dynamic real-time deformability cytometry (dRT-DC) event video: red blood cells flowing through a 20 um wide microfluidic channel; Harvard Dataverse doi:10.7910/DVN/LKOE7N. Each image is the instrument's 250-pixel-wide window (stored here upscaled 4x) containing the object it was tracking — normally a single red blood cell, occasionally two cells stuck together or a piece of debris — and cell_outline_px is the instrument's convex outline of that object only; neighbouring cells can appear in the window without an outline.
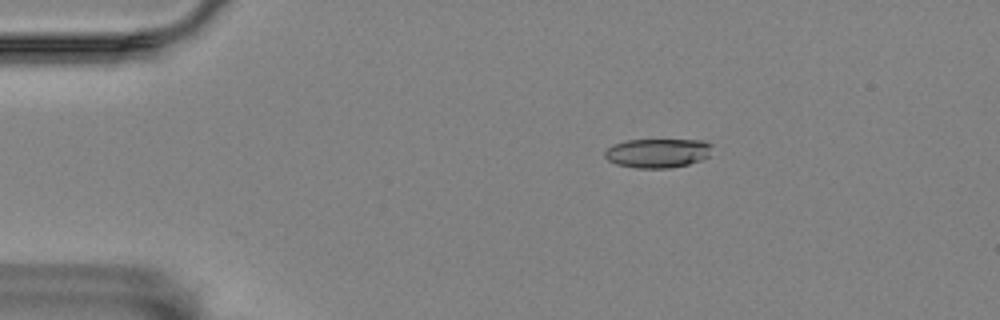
{"species": "Egyptian fruit bat (a non-hibernating species)", "species_latin": "Rousettus aegyptiacus", "temperature_condition": "room temperature", "stored_images_in_passage": 3, "camera_frame_rate_fps": 3000, "um_per_image_px": 0.085, "animal": {"sex": "female"}, "frame": {"image": 1, "passage_image": 1, "time_ms": 0.0, "image_size_px": [1000, 320], "cell_outline_px": [[712, 144], [708, 156], [700, 160], [688, 164], [672, 168], [636, 168], [616, 164], [608, 160], [604, 156], [604, 152], [612, 144], [628, 140], [704, 140]], "centroid_in_image_um": [55.88, 13.01], "position_along_channel_um": 29.1, "area_um2": 18.26}}